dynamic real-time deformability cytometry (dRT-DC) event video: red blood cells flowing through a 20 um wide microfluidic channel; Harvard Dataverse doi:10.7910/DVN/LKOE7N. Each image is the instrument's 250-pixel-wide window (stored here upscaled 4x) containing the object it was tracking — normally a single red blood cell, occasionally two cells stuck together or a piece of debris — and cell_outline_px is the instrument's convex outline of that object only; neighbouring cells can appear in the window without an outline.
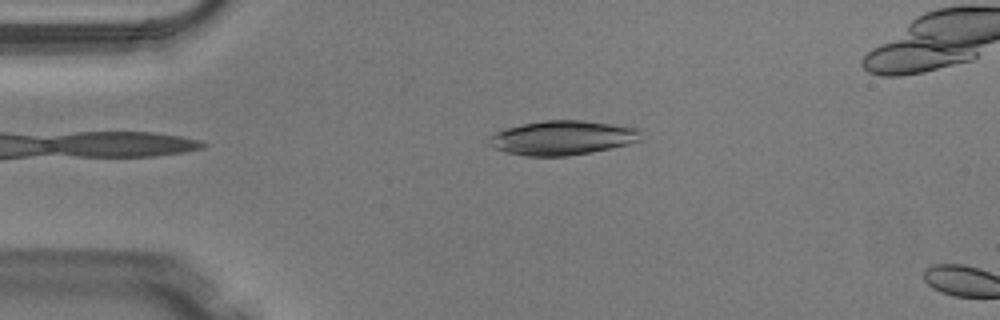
{"species": "Egyptian fruit bat (a non-hibernating species)", "species_latin": "Rousettus aegyptiacus", "temperature_condition": "warm", "stored_images_in_passage": 3, "camera_frame_rate_fps": 3000, "um_per_image_px": 0.085, "animal": {"sex": "male"}, "frame": {"image": 1, "passage_image": 3, "time_ms": 0.667, "image_size_px": [1000, 320], "cell_outline_px": [[640, 140], [628, 144], [592, 152], [568, 156], [524, 156], [508, 152], [496, 148], [488, 144], [488, 136], [492, 132], [520, 124], [544, 120], [584, 120], [640, 128]], "centroid_in_image_um": [47.77, 11.7], "position_along_channel_um": 37.2, "area_um2": 30.58}}